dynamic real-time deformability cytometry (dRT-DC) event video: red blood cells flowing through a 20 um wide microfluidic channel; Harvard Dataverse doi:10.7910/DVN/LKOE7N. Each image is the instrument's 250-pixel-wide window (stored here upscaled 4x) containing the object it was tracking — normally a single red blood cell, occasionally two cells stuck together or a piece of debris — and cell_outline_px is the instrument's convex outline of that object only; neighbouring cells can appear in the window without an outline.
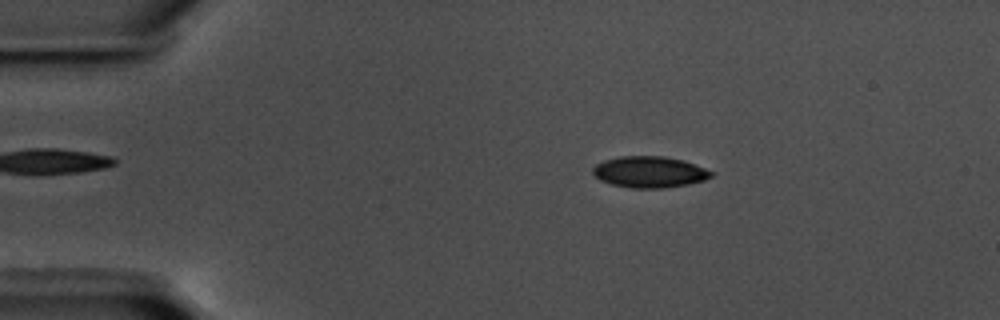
{"species": "common noctule bat (a hibernating species)", "species_latin": "Nyctalus noctula", "temperature_condition": "warm", "stored_images_in_passage": 52, "camera_frame_rate_fps": 3000, "um_per_image_px": 0.085, "animal": {"sex": "male", "body_mass_g": 17.5, "forearm_length_mm": 52.3}, "frame": {"image": 1, "passage_image": 5, "time_ms": 1.333, "image_size_px": [1000, 320], "cell_outline_px": [[716, 172], [712, 176], [704, 180], [688, 184], [660, 188], [632, 188], [612, 184], [600, 180], [592, 172], [592, 168], [596, 164], [604, 160], [620, 156], [664, 156], [680, 160]], "centroid_in_image_um": [55.19, 14.62], "position_along_channel_um": 29.8, "area_um2": 21.39}}
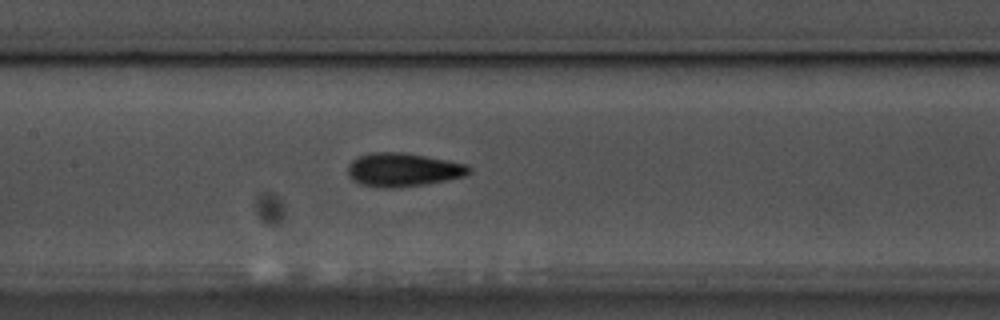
{"frame": {"image": 2, "passage_image": 22, "time_ms": 7.0, "image_size_px": [1000, 320], "cell_outline_px": [[472, 172], [464, 176], [424, 184], [396, 188], [380, 188], [360, 184], [352, 180], [348, 176], [348, 164], [356, 156], [368, 152], [404, 152], [464, 164], [472, 168]], "centroid_in_image_um": [34.18, 14.43], "position_along_channel_um": 173.2, "area_um2": 23.76}}
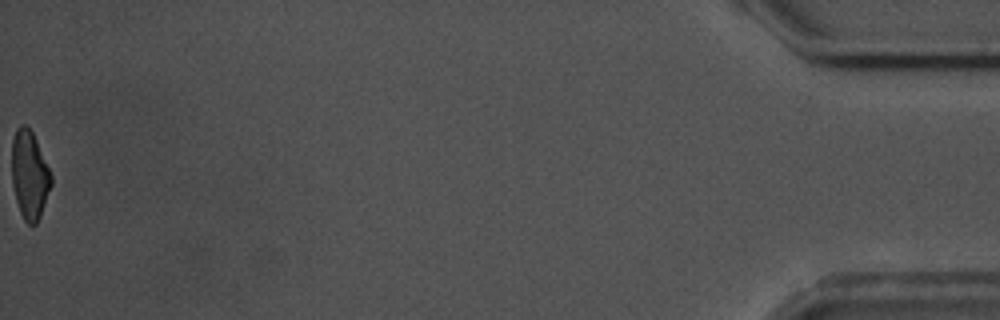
{"frame": {"image": 3, "passage_image": 52, "time_ms": 17.0, "image_size_px": [1000, 320], "cell_outline_px": [[52, 184], [40, 216], [36, 224], [28, 224], [24, 220], [20, 212], [16, 200], [12, 184], [12, 140], [16, 128], [20, 124], [24, 124], [32, 132], [36, 140], [52, 176]], "centroid_in_image_um": [2.5, 14.87], "position_along_channel_um": 432.7, "area_um2": 20.11}, "authors_computed_cell_mechanics": {"area_um2": 21.8195, "velocity_mm_per_s": 3.5876, "shape_relaxation_time_tau1_ms": 5.6356, "shape_relaxation_time_tau2_ms": 1.9487, "deformation_change_tau1": 0.1602, "deformation_change_tau2": 0.0848}}